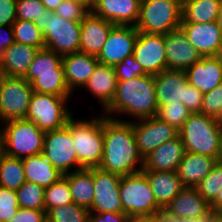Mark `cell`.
<instances>
[{
	"instance_id": "d6986e66",
	"label": "cell",
	"mask_w": 222,
	"mask_h": 222,
	"mask_svg": "<svg viewBox=\"0 0 222 222\" xmlns=\"http://www.w3.org/2000/svg\"><path fill=\"white\" fill-rule=\"evenodd\" d=\"M154 84L158 108L186 102L188 80L185 70H163L154 75Z\"/></svg>"
},
{
	"instance_id": "db71d44e",
	"label": "cell",
	"mask_w": 222,
	"mask_h": 222,
	"mask_svg": "<svg viewBox=\"0 0 222 222\" xmlns=\"http://www.w3.org/2000/svg\"><path fill=\"white\" fill-rule=\"evenodd\" d=\"M63 0H41L47 10L55 11V9L62 3Z\"/></svg>"
},
{
	"instance_id": "8fae6325",
	"label": "cell",
	"mask_w": 222,
	"mask_h": 222,
	"mask_svg": "<svg viewBox=\"0 0 222 222\" xmlns=\"http://www.w3.org/2000/svg\"><path fill=\"white\" fill-rule=\"evenodd\" d=\"M42 154L62 175L78 170L71 135V118L64 127L45 133Z\"/></svg>"
},
{
	"instance_id": "d590c367",
	"label": "cell",
	"mask_w": 222,
	"mask_h": 222,
	"mask_svg": "<svg viewBox=\"0 0 222 222\" xmlns=\"http://www.w3.org/2000/svg\"><path fill=\"white\" fill-rule=\"evenodd\" d=\"M90 210L76 203L60 205L46 212L48 222H89Z\"/></svg>"
},
{
	"instance_id": "e7e4bbea",
	"label": "cell",
	"mask_w": 222,
	"mask_h": 222,
	"mask_svg": "<svg viewBox=\"0 0 222 222\" xmlns=\"http://www.w3.org/2000/svg\"><path fill=\"white\" fill-rule=\"evenodd\" d=\"M2 76H3V75H2V72H1V68H0V79L2 78Z\"/></svg>"
},
{
	"instance_id": "603a6c76",
	"label": "cell",
	"mask_w": 222,
	"mask_h": 222,
	"mask_svg": "<svg viewBox=\"0 0 222 222\" xmlns=\"http://www.w3.org/2000/svg\"><path fill=\"white\" fill-rule=\"evenodd\" d=\"M186 153L180 136L158 146L144 158L142 171H176Z\"/></svg>"
},
{
	"instance_id": "ab89813d",
	"label": "cell",
	"mask_w": 222,
	"mask_h": 222,
	"mask_svg": "<svg viewBox=\"0 0 222 222\" xmlns=\"http://www.w3.org/2000/svg\"><path fill=\"white\" fill-rule=\"evenodd\" d=\"M191 112L181 102L177 104H166L158 108L156 117L161 121L167 122L178 131L183 127Z\"/></svg>"
},
{
	"instance_id": "f5cc1de1",
	"label": "cell",
	"mask_w": 222,
	"mask_h": 222,
	"mask_svg": "<svg viewBox=\"0 0 222 222\" xmlns=\"http://www.w3.org/2000/svg\"><path fill=\"white\" fill-rule=\"evenodd\" d=\"M212 212H222V188L219 190L215 199L210 203Z\"/></svg>"
},
{
	"instance_id": "681fc988",
	"label": "cell",
	"mask_w": 222,
	"mask_h": 222,
	"mask_svg": "<svg viewBox=\"0 0 222 222\" xmlns=\"http://www.w3.org/2000/svg\"><path fill=\"white\" fill-rule=\"evenodd\" d=\"M131 218L123 213L90 212L89 222H131Z\"/></svg>"
},
{
	"instance_id": "d4e9b609",
	"label": "cell",
	"mask_w": 222,
	"mask_h": 222,
	"mask_svg": "<svg viewBox=\"0 0 222 222\" xmlns=\"http://www.w3.org/2000/svg\"><path fill=\"white\" fill-rule=\"evenodd\" d=\"M163 209L180 218H196L212 212L210 204L197 189L190 187H184Z\"/></svg>"
},
{
	"instance_id": "3957f363",
	"label": "cell",
	"mask_w": 222,
	"mask_h": 222,
	"mask_svg": "<svg viewBox=\"0 0 222 222\" xmlns=\"http://www.w3.org/2000/svg\"><path fill=\"white\" fill-rule=\"evenodd\" d=\"M185 150L219 160L222 151L221 126L214 117L191 113L179 130Z\"/></svg>"
},
{
	"instance_id": "ba28073f",
	"label": "cell",
	"mask_w": 222,
	"mask_h": 222,
	"mask_svg": "<svg viewBox=\"0 0 222 222\" xmlns=\"http://www.w3.org/2000/svg\"><path fill=\"white\" fill-rule=\"evenodd\" d=\"M181 0H141L138 32L166 34L181 25Z\"/></svg>"
},
{
	"instance_id": "f907efd6",
	"label": "cell",
	"mask_w": 222,
	"mask_h": 222,
	"mask_svg": "<svg viewBox=\"0 0 222 222\" xmlns=\"http://www.w3.org/2000/svg\"><path fill=\"white\" fill-rule=\"evenodd\" d=\"M165 222H213V212L209 215H202L196 218H180L168 214L164 209L159 214Z\"/></svg>"
},
{
	"instance_id": "f6af8a7d",
	"label": "cell",
	"mask_w": 222,
	"mask_h": 222,
	"mask_svg": "<svg viewBox=\"0 0 222 222\" xmlns=\"http://www.w3.org/2000/svg\"><path fill=\"white\" fill-rule=\"evenodd\" d=\"M222 106V82L213 90L203 94L201 113L215 117Z\"/></svg>"
},
{
	"instance_id": "ffe728a7",
	"label": "cell",
	"mask_w": 222,
	"mask_h": 222,
	"mask_svg": "<svg viewBox=\"0 0 222 222\" xmlns=\"http://www.w3.org/2000/svg\"><path fill=\"white\" fill-rule=\"evenodd\" d=\"M185 73L188 83L204 94L222 82V59L219 56L202 57Z\"/></svg>"
},
{
	"instance_id": "4dcf8cb0",
	"label": "cell",
	"mask_w": 222,
	"mask_h": 222,
	"mask_svg": "<svg viewBox=\"0 0 222 222\" xmlns=\"http://www.w3.org/2000/svg\"><path fill=\"white\" fill-rule=\"evenodd\" d=\"M219 14V0L182 1L181 23L215 22Z\"/></svg>"
},
{
	"instance_id": "c3c4849f",
	"label": "cell",
	"mask_w": 222,
	"mask_h": 222,
	"mask_svg": "<svg viewBox=\"0 0 222 222\" xmlns=\"http://www.w3.org/2000/svg\"><path fill=\"white\" fill-rule=\"evenodd\" d=\"M45 220V210L19 208L16 216L8 222H44Z\"/></svg>"
},
{
	"instance_id": "e575fe53",
	"label": "cell",
	"mask_w": 222,
	"mask_h": 222,
	"mask_svg": "<svg viewBox=\"0 0 222 222\" xmlns=\"http://www.w3.org/2000/svg\"><path fill=\"white\" fill-rule=\"evenodd\" d=\"M33 92L41 94H52L60 97H71L64 74L40 75L32 83Z\"/></svg>"
},
{
	"instance_id": "d6a6232c",
	"label": "cell",
	"mask_w": 222,
	"mask_h": 222,
	"mask_svg": "<svg viewBox=\"0 0 222 222\" xmlns=\"http://www.w3.org/2000/svg\"><path fill=\"white\" fill-rule=\"evenodd\" d=\"M25 181L22 159L4 155L0 162V187L16 191Z\"/></svg>"
},
{
	"instance_id": "4316f807",
	"label": "cell",
	"mask_w": 222,
	"mask_h": 222,
	"mask_svg": "<svg viewBox=\"0 0 222 222\" xmlns=\"http://www.w3.org/2000/svg\"><path fill=\"white\" fill-rule=\"evenodd\" d=\"M218 159L187 152L177 167L183 187L195 188L212 170Z\"/></svg>"
},
{
	"instance_id": "44dd1931",
	"label": "cell",
	"mask_w": 222,
	"mask_h": 222,
	"mask_svg": "<svg viewBox=\"0 0 222 222\" xmlns=\"http://www.w3.org/2000/svg\"><path fill=\"white\" fill-rule=\"evenodd\" d=\"M114 26L90 11L81 22L80 52L97 57Z\"/></svg>"
},
{
	"instance_id": "30bf717a",
	"label": "cell",
	"mask_w": 222,
	"mask_h": 222,
	"mask_svg": "<svg viewBox=\"0 0 222 222\" xmlns=\"http://www.w3.org/2000/svg\"><path fill=\"white\" fill-rule=\"evenodd\" d=\"M32 93V85L23 77L2 76L0 79V124L26 118Z\"/></svg>"
},
{
	"instance_id": "91938a15",
	"label": "cell",
	"mask_w": 222,
	"mask_h": 222,
	"mask_svg": "<svg viewBox=\"0 0 222 222\" xmlns=\"http://www.w3.org/2000/svg\"><path fill=\"white\" fill-rule=\"evenodd\" d=\"M213 222H222V212H213Z\"/></svg>"
},
{
	"instance_id": "5bb4252c",
	"label": "cell",
	"mask_w": 222,
	"mask_h": 222,
	"mask_svg": "<svg viewBox=\"0 0 222 222\" xmlns=\"http://www.w3.org/2000/svg\"><path fill=\"white\" fill-rule=\"evenodd\" d=\"M138 30L135 26L115 25L96 57L100 64L115 67L134 52Z\"/></svg>"
},
{
	"instance_id": "6125c7cd",
	"label": "cell",
	"mask_w": 222,
	"mask_h": 222,
	"mask_svg": "<svg viewBox=\"0 0 222 222\" xmlns=\"http://www.w3.org/2000/svg\"><path fill=\"white\" fill-rule=\"evenodd\" d=\"M221 142H222V127H221ZM219 161L222 163V151H221V156L219 158Z\"/></svg>"
},
{
	"instance_id": "7a4b0ae2",
	"label": "cell",
	"mask_w": 222,
	"mask_h": 222,
	"mask_svg": "<svg viewBox=\"0 0 222 222\" xmlns=\"http://www.w3.org/2000/svg\"><path fill=\"white\" fill-rule=\"evenodd\" d=\"M157 112L154 75L146 74L130 80L118 81L115 97L111 105L102 113L109 118L133 122L155 117ZM118 114L131 117L123 120L116 117Z\"/></svg>"
},
{
	"instance_id": "6da1fadb",
	"label": "cell",
	"mask_w": 222,
	"mask_h": 222,
	"mask_svg": "<svg viewBox=\"0 0 222 222\" xmlns=\"http://www.w3.org/2000/svg\"><path fill=\"white\" fill-rule=\"evenodd\" d=\"M133 132V122L120 121L103 114V159L99 168L120 176L143 170Z\"/></svg>"
},
{
	"instance_id": "b9f144b4",
	"label": "cell",
	"mask_w": 222,
	"mask_h": 222,
	"mask_svg": "<svg viewBox=\"0 0 222 222\" xmlns=\"http://www.w3.org/2000/svg\"><path fill=\"white\" fill-rule=\"evenodd\" d=\"M46 11L41 0H16V18L26 21L39 20Z\"/></svg>"
},
{
	"instance_id": "2e32d148",
	"label": "cell",
	"mask_w": 222,
	"mask_h": 222,
	"mask_svg": "<svg viewBox=\"0 0 222 222\" xmlns=\"http://www.w3.org/2000/svg\"><path fill=\"white\" fill-rule=\"evenodd\" d=\"M164 39L168 70H186L202 58L181 27L164 34Z\"/></svg>"
},
{
	"instance_id": "9f6ffc18",
	"label": "cell",
	"mask_w": 222,
	"mask_h": 222,
	"mask_svg": "<svg viewBox=\"0 0 222 222\" xmlns=\"http://www.w3.org/2000/svg\"><path fill=\"white\" fill-rule=\"evenodd\" d=\"M216 23L222 31V0H219V14L217 16Z\"/></svg>"
},
{
	"instance_id": "cb8c5ba5",
	"label": "cell",
	"mask_w": 222,
	"mask_h": 222,
	"mask_svg": "<svg viewBox=\"0 0 222 222\" xmlns=\"http://www.w3.org/2000/svg\"><path fill=\"white\" fill-rule=\"evenodd\" d=\"M117 77L113 66L98 63L85 86L100 102L104 112L112 103L117 91Z\"/></svg>"
},
{
	"instance_id": "7dc6e473",
	"label": "cell",
	"mask_w": 222,
	"mask_h": 222,
	"mask_svg": "<svg viewBox=\"0 0 222 222\" xmlns=\"http://www.w3.org/2000/svg\"><path fill=\"white\" fill-rule=\"evenodd\" d=\"M203 93L196 87L188 83L186 102L183 104L188 108L191 113H201Z\"/></svg>"
},
{
	"instance_id": "6f0895ef",
	"label": "cell",
	"mask_w": 222,
	"mask_h": 222,
	"mask_svg": "<svg viewBox=\"0 0 222 222\" xmlns=\"http://www.w3.org/2000/svg\"><path fill=\"white\" fill-rule=\"evenodd\" d=\"M71 1H74V2L79 3V4H83V5H85L90 11L92 10L93 0H71Z\"/></svg>"
},
{
	"instance_id": "52a82bcc",
	"label": "cell",
	"mask_w": 222,
	"mask_h": 222,
	"mask_svg": "<svg viewBox=\"0 0 222 222\" xmlns=\"http://www.w3.org/2000/svg\"><path fill=\"white\" fill-rule=\"evenodd\" d=\"M34 23L43 33L46 49L62 56L80 51L81 22L64 19L46 9Z\"/></svg>"
},
{
	"instance_id": "836d02e7",
	"label": "cell",
	"mask_w": 222,
	"mask_h": 222,
	"mask_svg": "<svg viewBox=\"0 0 222 222\" xmlns=\"http://www.w3.org/2000/svg\"><path fill=\"white\" fill-rule=\"evenodd\" d=\"M16 43L30 45L39 49L45 48V40L40 28L34 21L17 19L13 24Z\"/></svg>"
},
{
	"instance_id": "680465c9",
	"label": "cell",
	"mask_w": 222,
	"mask_h": 222,
	"mask_svg": "<svg viewBox=\"0 0 222 222\" xmlns=\"http://www.w3.org/2000/svg\"><path fill=\"white\" fill-rule=\"evenodd\" d=\"M215 121L222 127V106L219 109V112L217 115L214 117Z\"/></svg>"
},
{
	"instance_id": "8992f818",
	"label": "cell",
	"mask_w": 222,
	"mask_h": 222,
	"mask_svg": "<svg viewBox=\"0 0 222 222\" xmlns=\"http://www.w3.org/2000/svg\"><path fill=\"white\" fill-rule=\"evenodd\" d=\"M1 125L5 155L24 159L43 152L46 132L40 130L33 121L14 119Z\"/></svg>"
},
{
	"instance_id": "5b68a950",
	"label": "cell",
	"mask_w": 222,
	"mask_h": 222,
	"mask_svg": "<svg viewBox=\"0 0 222 222\" xmlns=\"http://www.w3.org/2000/svg\"><path fill=\"white\" fill-rule=\"evenodd\" d=\"M119 195L123 213L131 219L157 216L163 210L143 171L121 176Z\"/></svg>"
},
{
	"instance_id": "816d5d0a",
	"label": "cell",
	"mask_w": 222,
	"mask_h": 222,
	"mask_svg": "<svg viewBox=\"0 0 222 222\" xmlns=\"http://www.w3.org/2000/svg\"><path fill=\"white\" fill-rule=\"evenodd\" d=\"M15 42L12 26H0V57L3 51Z\"/></svg>"
},
{
	"instance_id": "f1b7e54d",
	"label": "cell",
	"mask_w": 222,
	"mask_h": 222,
	"mask_svg": "<svg viewBox=\"0 0 222 222\" xmlns=\"http://www.w3.org/2000/svg\"><path fill=\"white\" fill-rule=\"evenodd\" d=\"M63 176L68 180L73 202L90 209L94 198V168H82Z\"/></svg>"
},
{
	"instance_id": "7402d4cb",
	"label": "cell",
	"mask_w": 222,
	"mask_h": 222,
	"mask_svg": "<svg viewBox=\"0 0 222 222\" xmlns=\"http://www.w3.org/2000/svg\"><path fill=\"white\" fill-rule=\"evenodd\" d=\"M98 63L95 56L80 51L63 56L64 78L72 94L77 88L79 90L85 86Z\"/></svg>"
},
{
	"instance_id": "4fadbf2b",
	"label": "cell",
	"mask_w": 222,
	"mask_h": 222,
	"mask_svg": "<svg viewBox=\"0 0 222 222\" xmlns=\"http://www.w3.org/2000/svg\"><path fill=\"white\" fill-rule=\"evenodd\" d=\"M133 55L147 74L156 75L166 70L164 35L138 32Z\"/></svg>"
},
{
	"instance_id": "1f68e13d",
	"label": "cell",
	"mask_w": 222,
	"mask_h": 222,
	"mask_svg": "<svg viewBox=\"0 0 222 222\" xmlns=\"http://www.w3.org/2000/svg\"><path fill=\"white\" fill-rule=\"evenodd\" d=\"M62 58L63 56L55 51L46 48L39 49L24 79L31 84L40 75L64 74Z\"/></svg>"
},
{
	"instance_id": "7bdbcfd3",
	"label": "cell",
	"mask_w": 222,
	"mask_h": 222,
	"mask_svg": "<svg viewBox=\"0 0 222 222\" xmlns=\"http://www.w3.org/2000/svg\"><path fill=\"white\" fill-rule=\"evenodd\" d=\"M116 77L118 81L130 80L137 76H143L147 73L142 66L135 60L134 55L127 56L122 62L115 67Z\"/></svg>"
},
{
	"instance_id": "484cf974",
	"label": "cell",
	"mask_w": 222,
	"mask_h": 222,
	"mask_svg": "<svg viewBox=\"0 0 222 222\" xmlns=\"http://www.w3.org/2000/svg\"><path fill=\"white\" fill-rule=\"evenodd\" d=\"M38 50L39 48L14 42L0 57L2 75L24 78Z\"/></svg>"
},
{
	"instance_id": "f35d334b",
	"label": "cell",
	"mask_w": 222,
	"mask_h": 222,
	"mask_svg": "<svg viewBox=\"0 0 222 222\" xmlns=\"http://www.w3.org/2000/svg\"><path fill=\"white\" fill-rule=\"evenodd\" d=\"M195 188L209 204L215 199L222 188V163L219 160Z\"/></svg>"
},
{
	"instance_id": "be15d7a7",
	"label": "cell",
	"mask_w": 222,
	"mask_h": 222,
	"mask_svg": "<svg viewBox=\"0 0 222 222\" xmlns=\"http://www.w3.org/2000/svg\"><path fill=\"white\" fill-rule=\"evenodd\" d=\"M219 57L222 59V48H221V51H220Z\"/></svg>"
},
{
	"instance_id": "ac0fdd59",
	"label": "cell",
	"mask_w": 222,
	"mask_h": 222,
	"mask_svg": "<svg viewBox=\"0 0 222 222\" xmlns=\"http://www.w3.org/2000/svg\"><path fill=\"white\" fill-rule=\"evenodd\" d=\"M141 0H93L91 12L114 25L135 26Z\"/></svg>"
},
{
	"instance_id": "9c48e42d",
	"label": "cell",
	"mask_w": 222,
	"mask_h": 222,
	"mask_svg": "<svg viewBox=\"0 0 222 222\" xmlns=\"http://www.w3.org/2000/svg\"><path fill=\"white\" fill-rule=\"evenodd\" d=\"M69 99L33 92L25 119L33 121L44 132L62 128L73 116L67 108Z\"/></svg>"
},
{
	"instance_id": "83f0119b",
	"label": "cell",
	"mask_w": 222,
	"mask_h": 222,
	"mask_svg": "<svg viewBox=\"0 0 222 222\" xmlns=\"http://www.w3.org/2000/svg\"><path fill=\"white\" fill-rule=\"evenodd\" d=\"M157 204L163 209L184 188L176 171H143Z\"/></svg>"
},
{
	"instance_id": "bcb514c9",
	"label": "cell",
	"mask_w": 222,
	"mask_h": 222,
	"mask_svg": "<svg viewBox=\"0 0 222 222\" xmlns=\"http://www.w3.org/2000/svg\"><path fill=\"white\" fill-rule=\"evenodd\" d=\"M16 20V0H0V26H12Z\"/></svg>"
},
{
	"instance_id": "9a60e30c",
	"label": "cell",
	"mask_w": 222,
	"mask_h": 222,
	"mask_svg": "<svg viewBox=\"0 0 222 222\" xmlns=\"http://www.w3.org/2000/svg\"><path fill=\"white\" fill-rule=\"evenodd\" d=\"M121 176L94 168V198L90 212H123L119 195Z\"/></svg>"
},
{
	"instance_id": "277c9868",
	"label": "cell",
	"mask_w": 222,
	"mask_h": 222,
	"mask_svg": "<svg viewBox=\"0 0 222 222\" xmlns=\"http://www.w3.org/2000/svg\"><path fill=\"white\" fill-rule=\"evenodd\" d=\"M71 135L78 159V170L97 168L103 159V113L92 119L71 117Z\"/></svg>"
},
{
	"instance_id": "8d00e7d4",
	"label": "cell",
	"mask_w": 222,
	"mask_h": 222,
	"mask_svg": "<svg viewBox=\"0 0 222 222\" xmlns=\"http://www.w3.org/2000/svg\"><path fill=\"white\" fill-rule=\"evenodd\" d=\"M19 208L45 210L44 194L45 188L25 181V183L16 190Z\"/></svg>"
},
{
	"instance_id": "11a10c76",
	"label": "cell",
	"mask_w": 222,
	"mask_h": 222,
	"mask_svg": "<svg viewBox=\"0 0 222 222\" xmlns=\"http://www.w3.org/2000/svg\"><path fill=\"white\" fill-rule=\"evenodd\" d=\"M131 222H165L164 219L160 216H153V217H142L132 219Z\"/></svg>"
},
{
	"instance_id": "e0dca14e",
	"label": "cell",
	"mask_w": 222,
	"mask_h": 222,
	"mask_svg": "<svg viewBox=\"0 0 222 222\" xmlns=\"http://www.w3.org/2000/svg\"><path fill=\"white\" fill-rule=\"evenodd\" d=\"M180 27L202 57L219 56L222 48V31L216 21L181 23Z\"/></svg>"
},
{
	"instance_id": "60d3db41",
	"label": "cell",
	"mask_w": 222,
	"mask_h": 222,
	"mask_svg": "<svg viewBox=\"0 0 222 222\" xmlns=\"http://www.w3.org/2000/svg\"><path fill=\"white\" fill-rule=\"evenodd\" d=\"M19 209L15 190L0 187V222L12 220Z\"/></svg>"
},
{
	"instance_id": "74e56055",
	"label": "cell",
	"mask_w": 222,
	"mask_h": 222,
	"mask_svg": "<svg viewBox=\"0 0 222 222\" xmlns=\"http://www.w3.org/2000/svg\"><path fill=\"white\" fill-rule=\"evenodd\" d=\"M73 203L68 180L62 175L56 182L45 188V212L60 205Z\"/></svg>"
},
{
	"instance_id": "7c38bea8",
	"label": "cell",
	"mask_w": 222,
	"mask_h": 222,
	"mask_svg": "<svg viewBox=\"0 0 222 222\" xmlns=\"http://www.w3.org/2000/svg\"><path fill=\"white\" fill-rule=\"evenodd\" d=\"M133 132L143 159L161 144L179 136L176 128L156 116L133 121Z\"/></svg>"
},
{
	"instance_id": "ee69618b",
	"label": "cell",
	"mask_w": 222,
	"mask_h": 222,
	"mask_svg": "<svg viewBox=\"0 0 222 222\" xmlns=\"http://www.w3.org/2000/svg\"><path fill=\"white\" fill-rule=\"evenodd\" d=\"M90 10L83 4L71 0H63L54 13L67 20L82 22Z\"/></svg>"
},
{
	"instance_id": "f546056e",
	"label": "cell",
	"mask_w": 222,
	"mask_h": 222,
	"mask_svg": "<svg viewBox=\"0 0 222 222\" xmlns=\"http://www.w3.org/2000/svg\"><path fill=\"white\" fill-rule=\"evenodd\" d=\"M26 181L43 188L56 182L62 174L41 154L22 159Z\"/></svg>"
},
{
	"instance_id": "94428289",
	"label": "cell",
	"mask_w": 222,
	"mask_h": 222,
	"mask_svg": "<svg viewBox=\"0 0 222 222\" xmlns=\"http://www.w3.org/2000/svg\"><path fill=\"white\" fill-rule=\"evenodd\" d=\"M4 155H5L4 144L0 133V162Z\"/></svg>"
}]
</instances>
